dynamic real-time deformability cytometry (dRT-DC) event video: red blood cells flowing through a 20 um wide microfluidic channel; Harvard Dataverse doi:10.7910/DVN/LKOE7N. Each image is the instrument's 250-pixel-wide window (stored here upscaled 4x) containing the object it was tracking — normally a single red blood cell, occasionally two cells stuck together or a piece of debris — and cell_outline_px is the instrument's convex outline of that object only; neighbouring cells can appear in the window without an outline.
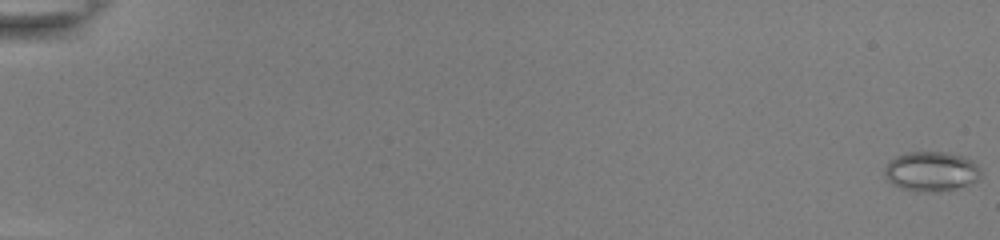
{"species": "common noctule bat (a hibernating species)", "species_latin": "Nyctalus noctula", "temperature_condition": "room temperature", "stored_images_in_passage": 40, "camera_frame_rate_fps": 3000, "um_per_image_px": 0.085, "animal": {"sex": "female", "body_mass_g": 22.0, "forearm_length_mm": 56.7}, "frame": {"image": 1, "passage_image": 1, "time_ms": 0.0, "image_size_px": [1000, 240], "cell_outline_px": [[980, 180], [956, 188], [936, 192], [916, 192], [900, 188], [892, 184], [884, 176], [884, 168], [888, 160], [896, 156], [908, 152], [948, 152], [964, 156], [972, 160], [980, 168]], "centroid_in_image_um": [79.14, 14.57], "position_along_channel_um": 5.9, "area_um2": 22.66}}
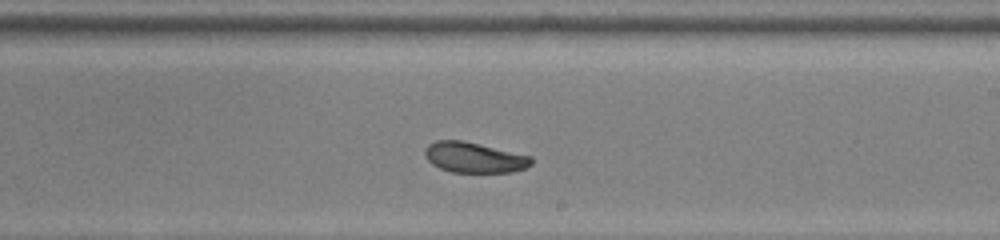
{"frame": {"image": 2, "passage_image": 27, "time_ms": 8.667, "image_size_px": [1000, 240], "cell_outline_px": [[532, 164], [524, 168], [512, 172], [452, 172], [440, 168], [432, 164], [424, 156], [424, 148], [428, 144], [436, 140], [464, 140], [532, 156]], "centroid_in_image_um": [40.28, 13.37], "position_along_channel_um": 248.7, "area_um2": 19.02}}
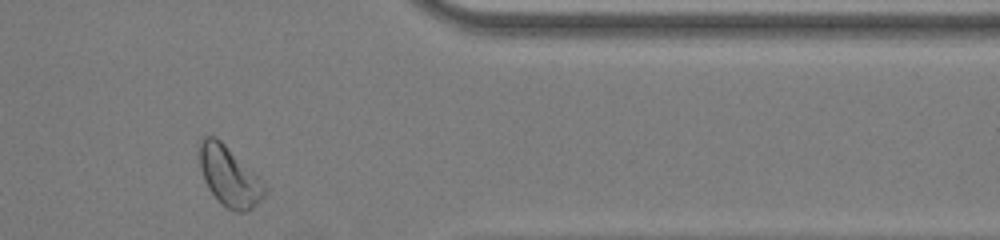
{"frame": {"image": 3, "passage_image": 39, "time_ms": 12.667, "image_size_px": [1000, 240], "cell_outline_px": [[264, 196], [248, 212], [236, 212], [228, 208], [208, 188], [204, 180], [200, 168], [200, 140], [204, 136], [212, 136], [220, 140], [264, 184]], "centroid_in_image_um": [19.46, 15.0], "position_along_channel_um": 391.9, "area_um2": 21.73}, "authors_computed_cell_mechanics": {"area_um2": 20.0855, "velocity_mm_per_s": 3.8393, "shape_relaxation_time_tau1_ms": null, "shape_relaxation_time_tau2_ms": 2.1635, "deformation_change_tau1": null, "deformation_change_tau2": 0.0521}}